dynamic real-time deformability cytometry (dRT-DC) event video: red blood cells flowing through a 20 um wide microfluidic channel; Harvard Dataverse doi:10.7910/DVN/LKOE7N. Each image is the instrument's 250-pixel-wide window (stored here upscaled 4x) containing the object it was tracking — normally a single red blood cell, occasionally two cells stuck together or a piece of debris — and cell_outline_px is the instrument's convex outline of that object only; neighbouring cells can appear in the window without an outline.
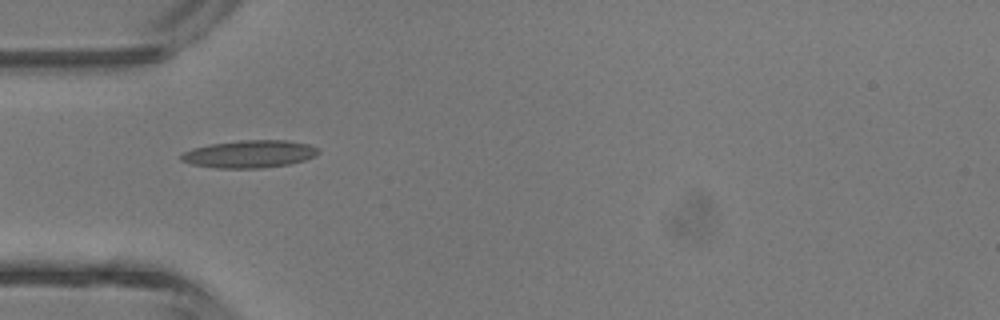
{"species": "common noctule bat (a hibernating species)", "species_latin": "Nyctalus noctula", "temperature_condition": "room temperature", "stored_images_in_passage": 4, "camera_frame_rate_fps": 3000, "um_per_image_px": 0.085, "animal": {"sex": "male", "body_mass_g": 13.3}, "frame": {"image": 1, "passage_image": 4, "time_ms": 4.333, "image_size_px": [1000, 320], "cell_outline_px": [[320, 152], [316, 156], [304, 160], [288, 164], [260, 168], [216, 168], [192, 164], [180, 160], [180, 156], [184, 152], [192, 148], [208, 144], [240, 140], [288, 140], [308, 144], [316, 148]], "centroid_in_image_um": [21.19, 13.08], "position_along_channel_um": 63.8, "area_um2": 22.02}}